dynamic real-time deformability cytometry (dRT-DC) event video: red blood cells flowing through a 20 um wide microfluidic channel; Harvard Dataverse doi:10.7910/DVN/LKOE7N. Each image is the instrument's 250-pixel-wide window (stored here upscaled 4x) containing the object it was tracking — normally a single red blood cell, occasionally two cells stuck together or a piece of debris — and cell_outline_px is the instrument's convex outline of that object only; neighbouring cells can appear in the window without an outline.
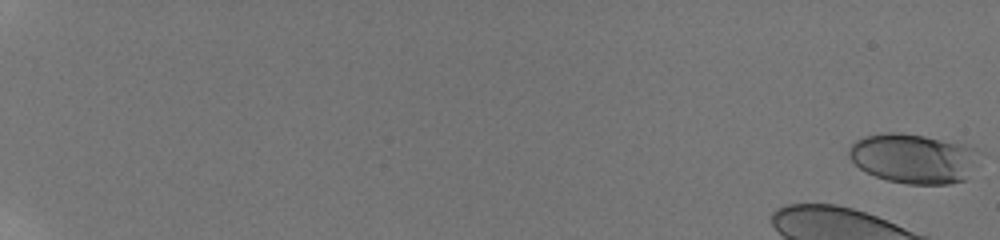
{"species": "human", "species_latin": "Homo sapiens", "temperature_condition": "room temperature", "stored_images_in_passage": 101, "camera_frame_rate_fps": 3000, "um_per_image_px": 0.085, "donor": {"sex": "male"}, "frame": {"image": 1, "passage_image": 1, "time_ms": 0.0, "image_size_px": [1000, 240], "cell_outline_px": [[976, 148], [964, 180], [948, 184], [908, 184], [888, 180], [876, 176], [860, 168], [848, 156], [848, 148], [856, 140], [864, 136], [880, 132], [900, 132], [972, 144]], "centroid_in_image_um": [77.55, 13.43], "position_along_channel_um": 7.4, "area_um2": 37.22}}
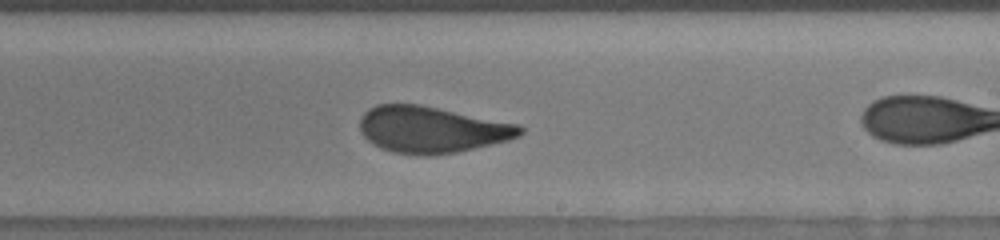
{"frame": {"image": 2, "passage_image": 84, "time_ms": 12.0, "image_size_px": [1000, 240], "cell_outline_px": [[524, 132], [520, 136], [508, 140], [456, 152], [432, 156], [424, 156], [392, 152], [380, 148], [372, 144], [364, 136], [360, 128], [360, 116], [368, 108], [376, 104], [420, 104], [520, 124], [524, 128]], "centroid_in_image_um": [36.69, 11.01], "position_along_channel_um": 252.3, "area_um2": 43.7}}
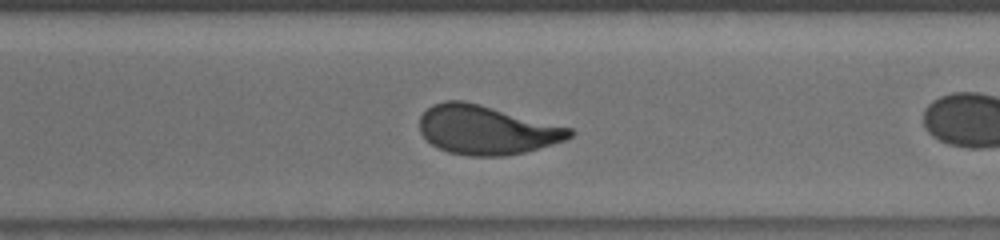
{"frame": {"image": 3, "passage_image": 93, "time_ms": 14.0, "image_size_px": [1000, 240], "cell_outline_px": [[576, 132], [572, 136], [564, 140], [552, 144], [524, 152], [504, 156], [468, 156], [448, 152], [432, 144], [420, 132], [420, 116], [432, 104], [444, 100], [464, 100], [480, 104], [572, 128]], "centroid_in_image_um": [41.35, 11.03], "position_along_channel_um": 329.3, "area_um2": 42.77}}